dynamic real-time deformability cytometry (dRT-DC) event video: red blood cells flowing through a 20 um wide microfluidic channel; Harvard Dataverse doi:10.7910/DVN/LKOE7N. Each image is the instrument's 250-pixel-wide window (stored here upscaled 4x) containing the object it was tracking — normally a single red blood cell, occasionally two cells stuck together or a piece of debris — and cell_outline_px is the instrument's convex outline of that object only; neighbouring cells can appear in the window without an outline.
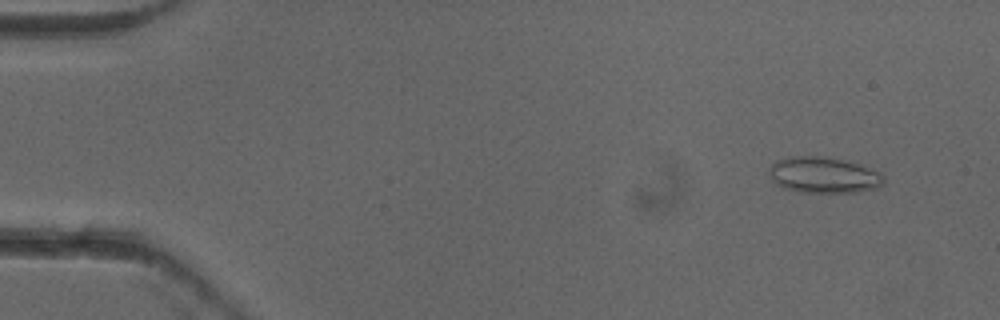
{"species": "common noctule bat (a hibernating species)", "species_latin": "Nyctalus noctula", "temperature_condition": "cold", "stored_images_in_passage": 53, "camera_frame_rate_fps": 3000, "um_per_image_px": 0.085, "animal": {"sex": "female"}, "frame": {"image": 1, "passage_image": 5, "time_ms": 1.333, "image_size_px": [1000, 320], "cell_outline_px": [[884, 184], [876, 188], [856, 192], [800, 192], [784, 188], [776, 184], [772, 180], [768, 172], [768, 168], [776, 160], [788, 156], [816, 156], [840, 160], [860, 164], [880, 172], [884, 176]], "centroid_in_image_um": [69.99, 14.88], "position_along_channel_um": 15.0, "area_um2": 24.1}}
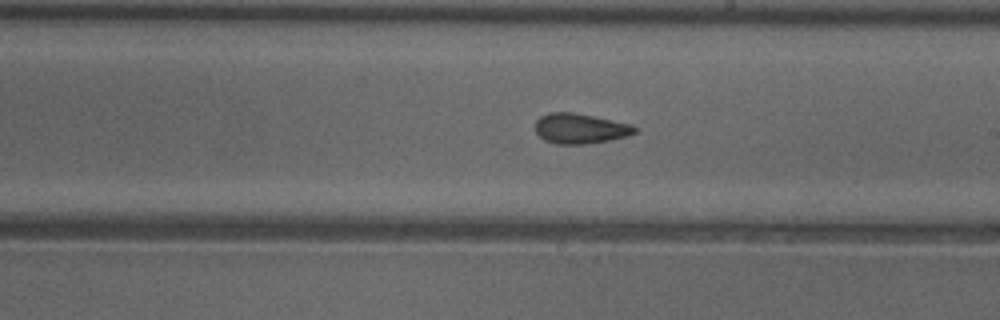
{"frame": {"image": 2, "passage_image": 31, "time_ms": 10.0, "image_size_px": [1000, 320], "cell_outline_px": [[636, 132], [628, 136], [608, 140], [584, 144], [556, 144], [544, 140], [536, 132], [536, 120], [540, 116], [548, 112], [572, 112], [632, 124], [636, 128]], "centroid_in_image_um": [49.29, 10.92], "position_along_channel_um": 239.7, "area_um2": 17.4}}
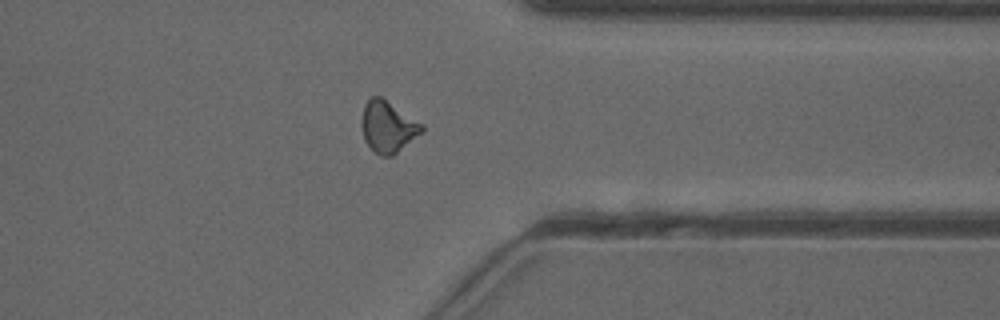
{"frame": {"image": 3, "passage_image": 42, "time_ms": 13.667, "image_size_px": [1000, 320], "cell_outline_px": [[424, 132], [392, 156], [380, 156], [364, 140], [360, 124], [360, 120], [364, 104], [372, 96], [380, 96], [424, 124]], "centroid_in_image_um": [32.97, 10.77], "position_along_channel_um": 378.4, "area_um2": 18.21}, "authors_computed_cell_mechanics": {"area_um2": 17.7446, "velocity_mm_per_s": 3.9465, "shape_relaxation_time_tau1_ms": null, "shape_relaxation_time_tau2_ms": 2.1503, "deformation_change_tau1": null, "deformation_change_tau2": 0.0845}}